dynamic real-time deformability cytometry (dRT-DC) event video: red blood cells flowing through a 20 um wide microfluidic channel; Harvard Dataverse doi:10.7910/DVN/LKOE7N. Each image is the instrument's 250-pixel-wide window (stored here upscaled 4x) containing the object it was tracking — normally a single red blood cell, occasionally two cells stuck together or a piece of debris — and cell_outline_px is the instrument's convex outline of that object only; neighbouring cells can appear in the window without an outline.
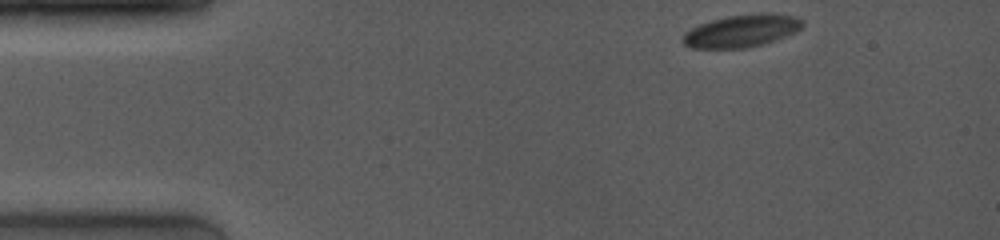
{"species": "common noctule bat (a hibernating species)", "species_latin": "Nyctalus noctula", "temperature_condition": "room temperature", "stored_images_in_passage": 9, "camera_frame_rate_fps": 4000, "um_per_image_px": 0.085, "animal": {"sex": "female", "body_mass_g": 19.0, "forearm_length_mm": 53.3}, "frame": {"image": 1, "passage_image": 1, "time_ms": 0.0, "image_size_px": [1000, 240], "cell_outline_px": [[804, 24], [796, 32], [776, 40], [748, 48], [688, 48], [680, 40], [684, 32], [700, 24], [712, 20], [728, 16], [760, 12], [772, 12], [792, 16], [804, 20]], "centroid_in_image_um": [63.04, 2.62], "position_along_channel_um": 22.0, "area_um2": 22.95}}
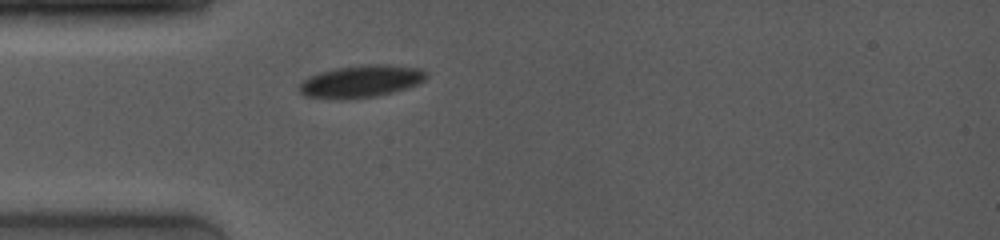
{"frame": {"image": 2, "passage_image": 4, "time_ms": 2.75, "image_size_px": [1000, 240], "cell_outline_px": [[428, 76], [424, 80], [416, 84], [392, 92], [376, 96], [348, 100], [340, 100], [304, 96], [300, 92], [300, 84], [308, 76], [320, 72], [336, 68], [364, 64], [384, 64], [420, 68], [428, 72]], "centroid_in_image_um": [30.67, 6.92], "position_along_channel_um": 54.3, "area_um2": 23.99}}
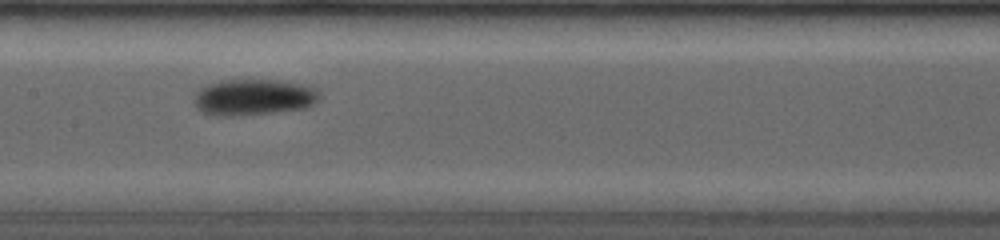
{"frame": {"image": 3, "passage_image": 8, "time_ms": 6.25, "image_size_px": [1000, 240], "cell_outline_px": [[320, 96], [312, 104], [304, 108], [272, 112], [236, 116], [220, 116], [200, 112], [196, 108], [192, 100], [196, 92], [200, 88], [208, 84], [220, 80], [280, 80], [300, 84], [316, 88], [320, 92]], "centroid_in_image_um": [21.49, 8.26], "position_along_channel_um": 185.9, "area_um2": 26.53}}